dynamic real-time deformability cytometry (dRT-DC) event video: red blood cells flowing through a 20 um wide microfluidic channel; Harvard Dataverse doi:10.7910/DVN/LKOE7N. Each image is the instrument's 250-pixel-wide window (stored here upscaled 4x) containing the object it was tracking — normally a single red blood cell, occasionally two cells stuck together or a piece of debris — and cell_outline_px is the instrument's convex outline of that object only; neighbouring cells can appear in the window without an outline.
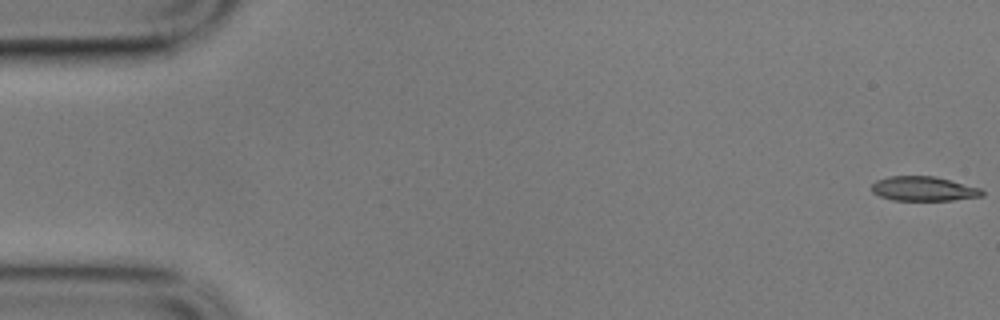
{"species": "common noctule bat (a hibernating species)", "species_latin": "Nyctalus noctula", "temperature_condition": "cold", "stored_images_in_passage": 3, "camera_frame_rate_fps": 3000, "um_per_image_px": 0.085, "animal": {"sex": "male", "body_mass_g": 17.9}, "frame": {"image": 1, "passage_image": 1, "time_ms": 0.0, "image_size_px": [1000, 320], "cell_outline_px": [[984, 196], [952, 200], [892, 200], [880, 196], [872, 192], [872, 184], [876, 180], [888, 176], [932, 176], [980, 188], [984, 192]], "centroid_in_image_um": [78.48, 16.05], "position_along_channel_um": 6.5, "area_um2": 15.61}}
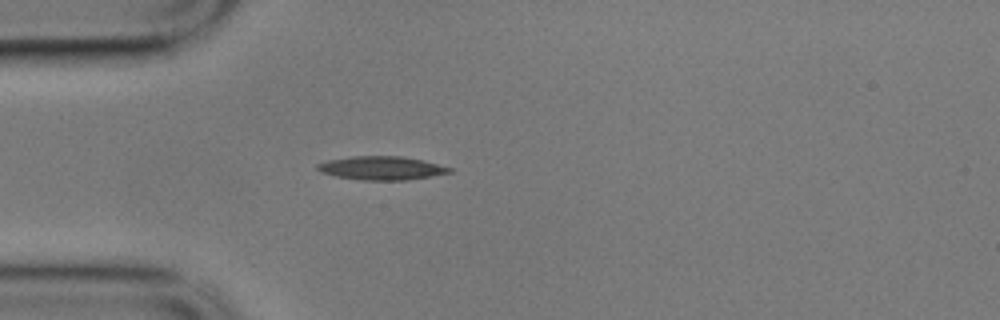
{"frame": {"image": 2, "passage_image": 3, "time_ms": 0.667, "image_size_px": [1000, 320], "cell_outline_px": [[452, 172], [408, 180], [360, 180], [336, 176], [320, 172], [316, 168], [316, 164], [328, 160], [352, 156], [400, 156], [424, 160], [452, 168]], "centroid_in_image_um": [32.41, 14.28], "position_along_channel_um": 52.6, "area_um2": 18.15}}